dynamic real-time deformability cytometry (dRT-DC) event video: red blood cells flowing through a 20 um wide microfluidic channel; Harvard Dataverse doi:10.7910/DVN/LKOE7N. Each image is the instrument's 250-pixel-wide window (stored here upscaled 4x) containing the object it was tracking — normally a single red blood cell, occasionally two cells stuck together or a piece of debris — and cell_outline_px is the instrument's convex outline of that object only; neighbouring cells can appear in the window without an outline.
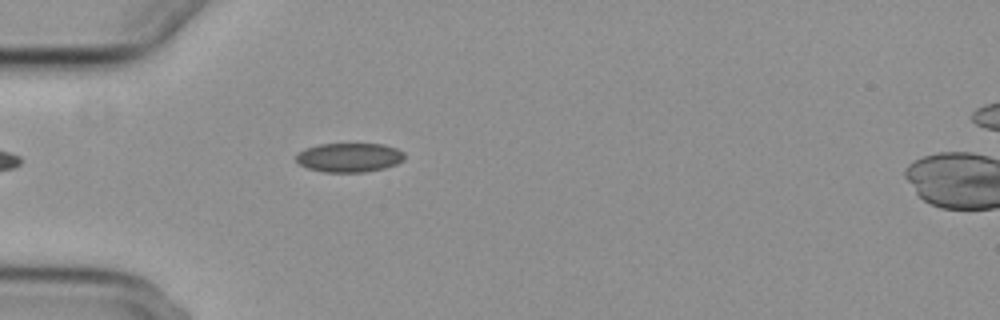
{"species": "common noctule bat (a hibernating species)", "species_latin": "Nyctalus noctula", "temperature_condition": "cold", "stored_images_in_passage": 1, "camera_frame_rate_fps": 3000, "um_per_image_px": 0.085, "animal": {"sex": "female", "body_mass_g": 29.2, "forearm_length_mm": 56.3}, "frame": {"image": 1, "passage_image": 1, "time_ms": 0.0, "image_size_px": [1000, 320], "cell_outline_px": [[404, 160], [396, 164], [384, 168], [364, 172], [324, 172], [308, 168], [300, 164], [296, 160], [296, 152], [304, 148], [320, 144], [380, 144], [396, 148], [404, 152]], "centroid_in_image_um": [29.66, 13.38], "position_along_channel_um": 55.3, "area_um2": 18.44}}